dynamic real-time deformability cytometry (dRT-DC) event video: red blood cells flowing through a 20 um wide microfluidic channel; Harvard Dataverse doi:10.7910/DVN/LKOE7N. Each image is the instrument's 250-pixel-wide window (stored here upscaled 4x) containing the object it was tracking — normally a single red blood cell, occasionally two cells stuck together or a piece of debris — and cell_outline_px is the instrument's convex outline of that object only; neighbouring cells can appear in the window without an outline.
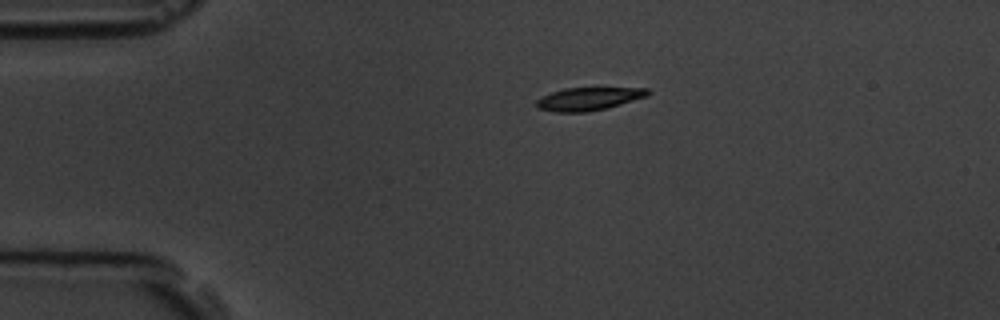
{"species": "common noctule bat (a hibernating species)", "species_latin": "Nyctalus noctula", "temperature_condition": "room temperature", "stored_images_in_passage": 4, "camera_frame_rate_fps": 3000, "um_per_image_px": 0.085, "animal": {"sex": "male", "body_mass_g": 19.5, "forearm_length_mm": 54.6}, "frame": {"image": 1, "passage_image": 1, "time_ms": 0.0, "image_size_px": [1000, 320], "cell_outline_px": [[652, 92], [648, 96], [604, 108], [588, 112], [556, 112], [540, 108], [536, 104], [536, 100], [540, 96], [564, 88], [596, 84], [648, 88]], "centroid_in_image_um": [50.12, 8.31], "position_along_channel_um": 34.9, "area_um2": 15.95}}
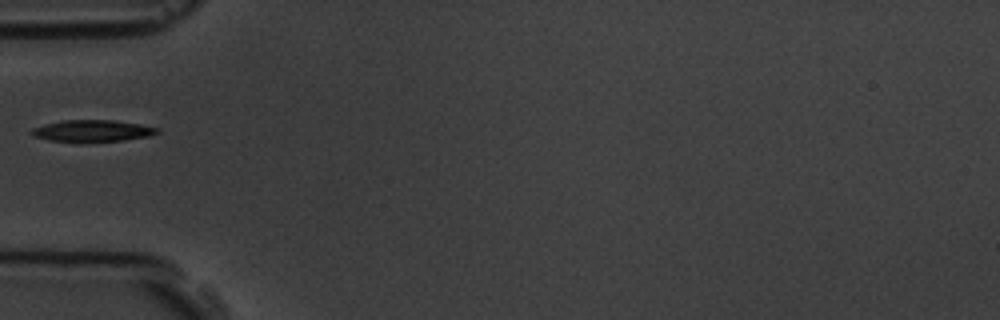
{"frame": {"image": 2, "passage_image": 3, "time_ms": 2.333, "image_size_px": [1000, 320], "cell_outline_px": [[160, 132], [148, 136], [124, 140], [80, 144], [48, 140], [32, 136], [28, 132], [32, 128], [44, 124], [64, 120], [116, 120], [140, 124], [160, 128]], "centroid_in_image_um": [7.8, 11.15], "position_along_channel_um": 77.2, "area_um2": 16.59}}
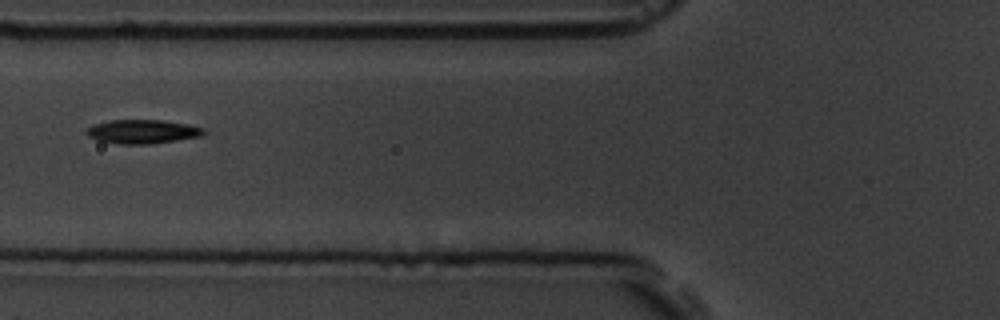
{"frame": {"image": 3, "passage_image": 4, "time_ms": 3.333, "image_size_px": [1000, 320], "cell_outline_px": [[204, 132], [200, 136], [176, 140], [148, 144], [120, 144], [100, 140], [88, 136], [84, 132], [92, 124], [112, 120], [164, 120], [188, 124], [204, 128]], "centroid_in_image_um": [12.09, 11.17], "position_along_channel_um": 113.7, "area_um2": 16.18}}